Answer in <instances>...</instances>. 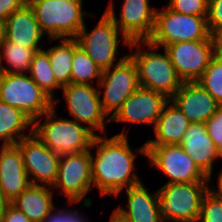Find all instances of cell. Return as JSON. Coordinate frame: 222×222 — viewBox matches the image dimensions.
I'll return each instance as SVG.
<instances>
[{"instance_id":"obj_42","label":"cell","mask_w":222,"mask_h":222,"mask_svg":"<svg viewBox=\"0 0 222 222\" xmlns=\"http://www.w3.org/2000/svg\"><path fill=\"white\" fill-rule=\"evenodd\" d=\"M218 158H221L222 159V144H220L218 147H217V159Z\"/></svg>"},{"instance_id":"obj_37","label":"cell","mask_w":222,"mask_h":222,"mask_svg":"<svg viewBox=\"0 0 222 222\" xmlns=\"http://www.w3.org/2000/svg\"><path fill=\"white\" fill-rule=\"evenodd\" d=\"M218 178H217V185L218 188L216 190V188L212 189L210 186H208V190L215 196L221 197L222 198V169L221 171L218 173Z\"/></svg>"},{"instance_id":"obj_1","label":"cell","mask_w":222,"mask_h":222,"mask_svg":"<svg viewBox=\"0 0 222 222\" xmlns=\"http://www.w3.org/2000/svg\"><path fill=\"white\" fill-rule=\"evenodd\" d=\"M124 131L111 138L98 133L92 143V150L97 147L95 155L91 150L92 181L102 196H118L123 189L142 182L135 173V157L139 153L146 157L145 143L135 152Z\"/></svg>"},{"instance_id":"obj_10","label":"cell","mask_w":222,"mask_h":222,"mask_svg":"<svg viewBox=\"0 0 222 222\" xmlns=\"http://www.w3.org/2000/svg\"><path fill=\"white\" fill-rule=\"evenodd\" d=\"M97 87L102 109L111 119L139 87L137 67L131 57L128 55L120 63L103 71Z\"/></svg>"},{"instance_id":"obj_3","label":"cell","mask_w":222,"mask_h":222,"mask_svg":"<svg viewBox=\"0 0 222 222\" xmlns=\"http://www.w3.org/2000/svg\"><path fill=\"white\" fill-rule=\"evenodd\" d=\"M129 47L131 51L136 48L135 52L128 55L137 67L139 86L161 92L171 98L183 82L179 79L165 49L163 54L157 52L159 48L149 41H131ZM145 47L147 51L143 50Z\"/></svg>"},{"instance_id":"obj_14","label":"cell","mask_w":222,"mask_h":222,"mask_svg":"<svg viewBox=\"0 0 222 222\" xmlns=\"http://www.w3.org/2000/svg\"><path fill=\"white\" fill-rule=\"evenodd\" d=\"M122 4L120 17L116 16L113 0L105 12L130 41H148L155 27L156 8L150 6V0H124Z\"/></svg>"},{"instance_id":"obj_23","label":"cell","mask_w":222,"mask_h":222,"mask_svg":"<svg viewBox=\"0 0 222 222\" xmlns=\"http://www.w3.org/2000/svg\"><path fill=\"white\" fill-rule=\"evenodd\" d=\"M46 185L30 184L10 203L24 213L31 222H42L55 207L54 189Z\"/></svg>"},{"instance_id":"obj_21","label":"cell","mask_w":222,"mask_h":222,"mask_svg":"<svg viewBox=\"0 0 222 222\" xmlns=\"http://www.w3.org/2000/svg\"><path fill=\"white\" fill-rule=\"evenodd\" d=\"M44 34L40 30L32 7L24 4L6 19L5 40L28 48L39 46Z\"/></svg>"},{"instance_id":"obj_19","label":"cell","mask_w":222,"mask_h":222,"mask_svg":"<svg viewBox=\"0 0 222 222\" xmlns=\"http://www.w3.org/2000/svg\"><path fill=\"white\" fill-rule=\"evenodd\" d=\"M180 145L208 177V183H210L213 164L217 160V146L208 135L206 125L203 123H191Z\"/></svg>"},{"instance_id":"obj_12","label":"cell","mask_w":222,"mask_h":222,"mask_svg":"<svg viewBox=\"0 0 222 222\" xmlns=\"http://www.w3.org/2000/svg\"><path fill=\"white\" fill-rule=\"evenodd\" d=\"M61 89L72 120L85 125L96 135L98 131L106 134V123H110V118L102 109L98 87L70 83Z\"/></svg>"},{"instance_id":"obj_17","label":"cell","mask_w":222,"mask_h":222,"mask_svg":"<svg viewBox=\"0 0 222 222\" xmlns=\"http://www.w3.org/2000/svg\"><path fill=\"white\" fill-rule=\"evenodd\" d=\"M191 123H203L221 106L198 82H184L170 98Z\"/></svg>"},{"instance_id":"obj_20","label":"cell","mask_w":222,"mask_h":222,"mask_svg":"<svg viewBox=\"0 0 222 222\" xmlns=\"http://www.w3.org/2000/svg\"><path fill=\"white\" fill-rule=\"evenodd\" d=\"M127 209L115 210L129 222H163L158 190L150 193L143 182L125 189Z\"/></svg>"},{"instance_id":"obj_7","label":"cell","mask_w":222,"mask_h":222,"mask_svg":"<svg viewBox=\"0 0 222 222\" xmlns=\"http://www.w3.org/2000/svg\"><path fill=\"white\" fill-rule=\"evenodd\" d=\"M0 101L22 110L33 121L54 106V100L28 73L0 72Z\"/></svg>"},{"instance_id":"obj_13","label":"cell","mask_w":222,"mask_h":222,"mask_svg":"<svg viewBox=\"0 0 222 222\" xmlns=\"http://www.w3.org/2000/svg\"><path fill=\"white\" fill-rule=\"evenodd\" d=\"M163 49L183 83L197 82L217 53L216 40L181 41Z\"/></svg>"},{"instance_id":"obj_32","label":"cell","mask_w":222,"mask_h":222,"mask_svg":"<svg viewBox=\"0 0 222 222\" xmlns=\"http://www.w3.org/2000/svg\"><path fill=\"white\" fill-rule=\"evenodd\" d=\"M207 25L212 36L222 30V0H209Z\"/></svg>"},{"instance_id":"obj_41","label":"cell","mask_w":222,"mask_h":222,"mask_svg":"<svg viewBox=\"0 0 222 222\" xmlns=\"http://www.w3.org/2000/svg\"><path fill=\"white\" fill-rule=\"evenodd\" d=\"M6 20L0 19V45L5 40Z\"/></svg>"},{"instance_id":"obj_38","label":"cell","mask_w":222,"mask_h":222,"mask_svg":"<svg viewBox=\"0 0 222 222\" xmlns=\"http://www.w3.org/2000/svg\"><path fill=\"white\" fill-rule=\"evenodd\" d=\"M10 202L2 195L0 192V222L2 220L3 214Z\"/></svg>"},{"instance_id":"obj_9","label":"cell","mask_w":222,"mask_h":222,"mask_svg":"<svg viewBox=\"0 0 222 222\" xmlns=\"http://www.w3.org/2000/svg\"><path fill=\"white\" fill-rule=\"evenodd\" d=\"M91 149L78 153L60 155L58 175L52 188L61 189L68 201L66 204L78 203L84 199L83 206L92 205L86 195L92 191ZM86 197V198H85Z\"/></svg>"},{"instance_id":"obj_43","label":"cell","mask_w":222,"mask_h":222,"mask_svg":"<svg viewBox=\"0 0 222 222\" xmlns=\"http://www.w3.org/2000/svg\"><path fill=\"white\" fill-rule=\"evenodd\" d=\"M5 144H2V146H0V152L2 151V149L4 148Z\"/></svg>"},{"instance_id":"obj_29","label":"cell","mask_w":222,"mask_h":222,"mask_svg":"<svg viewBox=\"0 0 222 222\" xmlns=\"http://www.w3.org/2000/svg\"><path fill=\"white\" fill-rule=\"evenodd\" d=\"M197 82L222 105V54L216 53Z\"/></svg>"},{"instance_id":"obj_8","label":"cell","mask_w":222,"mask_h":222,"mask_svg":"<svg viewBox=\"0 0 222 222\" xmlns=\"http://www.w3.org/2000/svg\"><path fill=\"white\" fill-rule=\"evenodd\" d=\"M208 182L165 183L158 189L163 222H197Z\"/></svg>"},{"instance_id":"obj_35","label":"cell","mask_w":222,"mask_h":222,"mask_svg":"<svg viewBox=\"0 0 222 222\" xmlns=\"http://www.w3.org/2000/svg\"><path fill=\"white\" fill-rule=\"evenodd\" d=\"M26 3V0H0V19L6 20Z\"/></svg>"},{"instance_id":"obj_5","label":"cell","mask_w":222,"mask_h":222,"mask_svg":"<svg viewBox=\"0 0 222 222\" xmlns=\"http://www.w3.org/2000/svg\"><path fill=\"white\" fill-rule=\"evenodd\" d=\"M215 40L209 32L207 16L182 14L164 5L156 9L155 27L148 41L159 49L181 41Z\"/></svg>"},{"instance_id":"obj_27","label":"cell","mask_w":222,"mask_h":222,"mask_svg":"<svg viewBox=\"0 0 222 222\" xmlns=\"http://www.w3.org/2000/svg\"><path fill=\"white\" fill-rule=\"evenodd\" d=\"M28 74L54 100V106H56L60 99L55 98V92L62 87L55 80L49 56L44 50L37 51L31 62Z\"/></svg>"},{"instance_id":"obj_31","label":"cell","mask_w":222,"mask_h":222,"mask_svg":"<svg viewBox=\"0 0 222 222\" xmlns=\"http://www.w3.org/2000/svg\"><path fill=\"white\" fill-rule=\"evenodd\" d=\"M171 10L194 16H208L209 0H169Z\"/></svg>"},{"instance_id":"obj_39","label":"cell","mask_w":222,"mask_h":222,"mask_svg":"<svg viewBox=\"0 0 222 222\" xmlns=\"http://www.w3.org/2000/svg\"><path fill=\"white\" fill-rule=\"evenodd\" d=\"M109 222H129L126 218H124L120 213L116 210L113 211Z\"/></svg>"},{"instance_id":"obj_16","label":"cell","mask_w":222,"mask_h":222,"mask_svg":"<svg viewBox=\"0 0 222 222\" xmlns=\"http://www.w3.org/2000/svg\"><path fill=\"white\" fill-rule=\"evenodd\" d=\"M170 100L165 94L138 87L110 119V122H129L150 125L154 128L165 104Z\"/></svg>"},{"instance_id":"obj_4","label":"cell","mask_w":222,"mask_h":222,"mask_svg":"<svg viewBox=\"0 0 222 222\" xmlns=\"http://www.w3.org/2000/svg\"><path fill=\"white\" fill-rule=\"evenodd\" d=\"M40 30L50 42L76 38L85 24L83 0H28Z\"/></svg>"},{"instance_id":"obj_15","label":"cell","mask_w":222,"mask_h":222,"mask_svg":"<svg viewBox=\"0 0 222 222\" xmlns=\"http://www.w3.org/2000/svg\"><path fill=\"white\" fill-rule=\"evenodd\" d=\"M16 144L22 152L31 184L52 187L57 179L60 155L50 150L33 133Z\"/></svg>"},{"instance_id":"obj_25","label":"cell","mask_w":222,"mask_h":222,"mask_svg":"<svg viewBox=\"0 0 222 222\" xmlns=\"http://www.w3.org/2000/svg\"><path fill=\"white\" fill-rule=\"evenodd\" d=\"M61 43L43 49L49 56L56 82L61 86L70 84L74 50L79 46L76 38H61Z\"/></svg>"},{"instance_id":"obj_22","label":"cell","mask_w":222,"mask_h":222,"mask_svg":"<svg viewBox=\"0 0 222 222\" xmlns=\"http://www.w3.org/2000/svg\"><path fill=\"white\" fill-rule=\"evenodd\" d=\"M190 124L181 110L169 100L154 126L156 138L146 140L145 145L180 144Z\"/></svg>"},{"instance_id":"obj_2","label":"cell","mask_w":222,"mask_h":222,"mask_svg":"<svg viewBox=\"0 0 222 222\" xmlns=\"http://www.w3.org/2000/svg\"><path fill=\"white\" fill-rule=\"evenodd\" d=\"M55 109L53 106L33 121V134L59 155L90 150L96 133L74 120L59 118Z\"/></svg>"},{"instance_id":"obj_24","label":"cell","mask_w":222,"mask_h":222,"mask_svg":"<svg viewBox=\"0 0 222 222\" xmlns=\"http://www.w3.org/2000/svg\"><path fill=\"white\" fill-rule=\"evenodd\" d=\"M29 126L30 130L28 129ZM33 120L22 110L0 101V142L13 145L33 133ZM30 131L25 134L24 131Z\"/></svg>"},{"instance_id":"obj_18","label":"cell","mask_w":222,"mask_h":222,"mask_svg":"<svg viewBox=\"0 0 222 222\" xmlns=\"http://www.w3.org/2000/svg\"><path fill=\"white\" fill-rule=\"evenodd\" d=\"M30 184L19 146L5 145L0 152V192L11 202Z\"/></svg>"},{"instance_id":"obj_26","label":"cell","mask_w":222,"mask_h":222,"mask_svg":"<svg viewBox=\"0 0 222 222\" xmlns=\"http://www.w3.org/2000/svg\"><path fill=\"white\" fill-rule=\"evenodd\" d=\"M42 48H28L4 40L0 45V72L3 73H28L31 62L37 51ZM3 59L9 68L4 67Z\"/></svg>"},{"instance_id":"obj_28","label":"cell","mask_w":222,"mask_h":222,"mask_svg":"<svg viewBox=\"0 0 222 222\" xmlns=\"http://www.w3.org/2000/svg\"><path fill=\"white\" fill-rule=\"evenodd\" d=\"M102 72L80 45L74 50L70 83L98 85Z\"/></svg>"},{"instance_id":"obj_30","label":"cell","mask_w":222,"mask_h":222,"mask_svg":"<svg viewBox=\"0 0 222 222\" xmlns=\"http://www.w3.org/2000/svg\"><path fill=\"white\" fill-rule=\"evenodd\" d=\"M197 222H222V198L208 190L202 198Z\"/></svg>"},{"instance_id":"obj_6","label":"cell","mask_w":222,"mask_h":222,"mask_svg":"<svg viewBox=\"0 0 222 222\" xmlns=\"http://www.w3.org/2000/svg\"><path fill=\"white\" fill-rule=\"evenodd\" d=\"M103 13L93 30L88 32L86 24H84L76 39L93 62L102 71H105L128 56L126 54L117 60L116 55L121 40L123 45L128 47L131 41L119 31L110 16L105 11ZM119 36H121V40H119Z\"/></svg>"},{"instance_id":"obj_34","label":"cell","mask_w":222,"mask_h":222,"mask_svg":"<svg viewBox=\"0 0 222 222\" xmlns=\"http://www.w3.org/2000/svg\"><path fill=\"white\" fill-rule=\"evenodd\" d=\"M207 132L214 144L218 147L222 144V105L205 122Z\"/></svg>"},{"instance_id":"obj_36","label":"cell","mask_w":222,"mask_h":222,"mask_svg":"<svg viewBox=\"0 0 222 222\" xmlns=\"http://www.w3.org/2000/svg\"><path fill=\"white\" fill-rule=\"evenodd\" d=\"M1 222H31L28 217L14 207L11 203L7 206Z\"/></svg>"},{"instance_id":"obj_11","label":"cell","mask_w":222,"mask_h":222,"mask_svg":"<svg viewBox=\"0 0 222 222\" xmlns=\"http://www.w3.org/2000/svg\"><path fill=\"white\" fill-rule=\"evenodd\" d=\"M145 147L149 164L169 178L166 183L208 182V177L180 144L145 145Z\"/></svg>"},{"instance_id":"obj_33","label":"cell","mask_w":222,"mask_h":222,"mask_svg":"<svg viewBox=\"0 0 222 222\" xmlns=\"http://www.w3.org/2000/svg\"><path fill=\"white\" fill-rule=\"evenodd\" d=\"M57 209L54 207L42 222H87L86 217L78 210Z\"/></svg>"},{"instance_id":"obj_40","label":"cell","mask_w":222,"mask_h":222,"mask_svg":"<svg viewBox=\"0 0 222 222\" xmlns=\"http://www.w3.org/2000/svg\"><path fill=\"white\" fill-rule=\"evenodd\" d=\"M217 52L222 54V30L215 35Z\"/></svg>"}]
</instances>
